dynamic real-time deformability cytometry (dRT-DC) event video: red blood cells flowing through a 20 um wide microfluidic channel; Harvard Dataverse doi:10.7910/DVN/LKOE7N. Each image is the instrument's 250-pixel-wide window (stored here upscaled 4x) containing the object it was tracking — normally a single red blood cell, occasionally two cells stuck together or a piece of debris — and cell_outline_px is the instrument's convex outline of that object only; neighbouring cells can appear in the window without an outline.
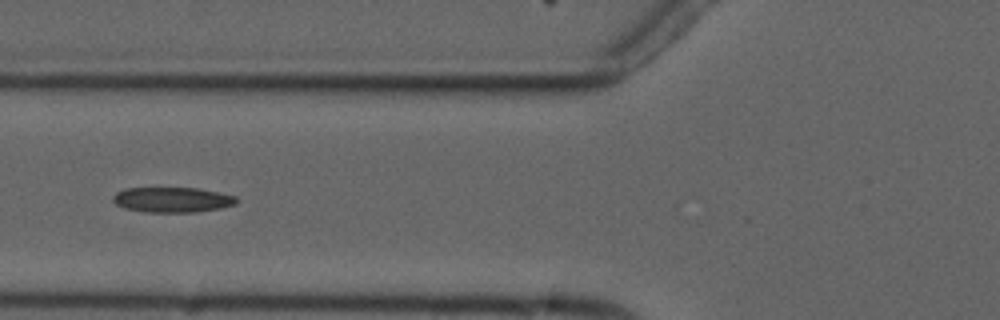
{"species": "common noctule bat (a hibernating species)", "species_latin": "Nyctalus noctula", "temperature_condition": "cold", "stored_images_in_passage": 8, "camera_frame_rate_fps": 3000, "um_per_image_px": 0.085, "animal": {"sex": "male", "forearm_length_mm": 52.5}, "frame": {"image": 1, "passage_image": 5, "time_ms": 4.667, "image_size_px": [1000, 320], "cell_outline_px": [[240, 200], [236, 204], [220, 208], [196, 212], [144, 212], [124, 208], [116, 204], [112, 200], [112, 196], [116, 192], [124, 188], [196, 188], [220, 192], [236, 196]], "centroid_in_image_um": [14.65, 16.97], "position_along_channel_um": 111.1, "area_um2": 18.32}}
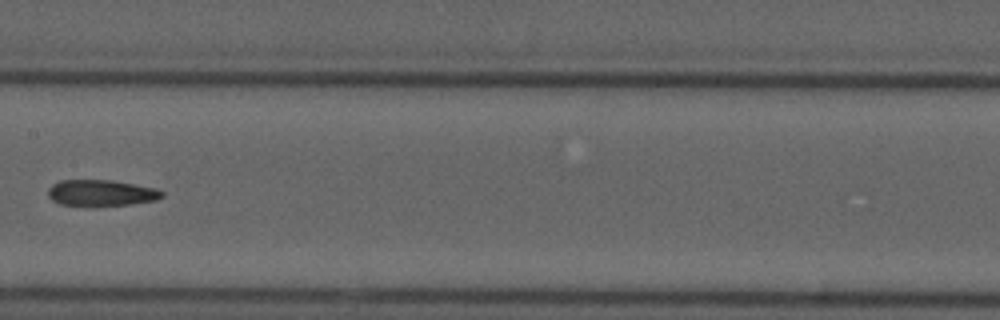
{"frame": {"image": 2, "passage_image": 7, "time_ms": 7.0, "image_size_px": [1000, 320], "cell_outline_px": [[164, 196], [156, 200], [128, 204], [60, 204], [52, 200], [48, 196], [48, 188], [52, 184], [60, 180], [112, 180], [156, 188], [164, 192]], "centroid_in_image_um": [8.61, 16.36], "position_along_channel_um": 198.8, "area_um2": 16.94}}
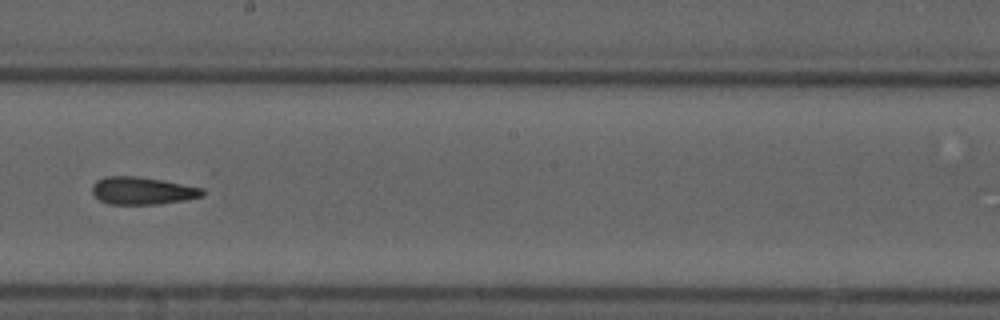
{"frame": {"image": 3, "passage_image": 8, "time_ms": 8.0, "image_size_px": [1000, 320], "cell_outline_px": [[204, 192], [200, 196], [184, 200], [160, 204], [108, 204], [100, 200], [92, 192], [92, 184], [96, 180], [104, 176], [136, 176], [164, 180], [204, 188]], "centroid_in_image_um": [12.07, 16.2], "position_along_channel_um": 236.1, "area_um2": 17.74}}